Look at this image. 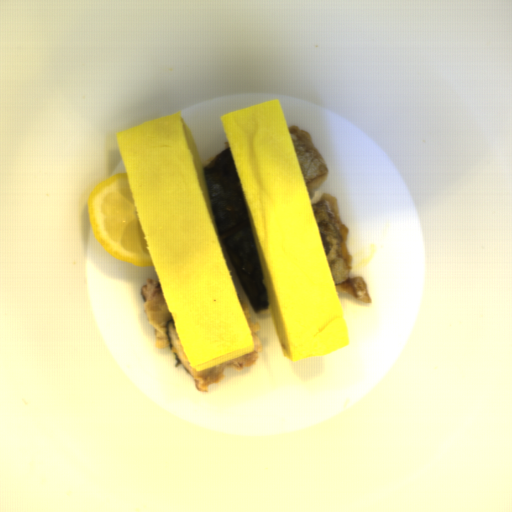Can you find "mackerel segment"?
Returning a JSON list of instances; mask_svg holds the SVG:
<instances>
[{"label": "mackerel segment", "instance_id": "4", "mask_svg": "<svg viewBox=\"0 0 512 512\" xmlns=\"http://www.w3.org/2000/svg\"><path fill=\"white\" fill-rule=\"evenodd\" d=\"M309 202L326 182L329 165L315 147L310 133L297 125L287 128Z\"/></svg>", "mask_w": 512, "mask_h": 512}, {"label": "mackerel segment", "instance_id": "3", "mask_svg": "<svg viewBox=\"0 0 512 512\" xmlns=\"http://www.w3.org/2000/svg\"><path fill=\"white\" fill-rule=\"evenodd\" d=\"M330 269L336 293H343L368 305L373 299L361 276L351 277L353 258L348 250L349 229L341 221L336 196L324 194L310 205Z\"/></svg>", "mask_w": 512, "mask_h": 512}, {"label": "mackerel segment", "instance_id": "1", "mask_svg": "<svg viewBox=\"0 0 512 512\" xmlns=\"http://www.w3.org/2000/svg\"><path fill=\"white\" fill-rule=\"evenodd\" d=\"M221 247L257 314H272L259 252L230 146L203 168Z\"/></svg>", "mask_w": 512, "mask_h": 512}, {"label": "mackerel segment", "instance_id": "2", "mask_svg": "<svg viewBox=\"0 0 512 512\" xmlns=\"http://www.w3.org/2000/svg\"><path fill=\"white\" fill-rule=\"evenodd\" d=\"M142 310L148 323L153 327L156 349H171L176 362L174 367H182L193 379L195 388L202 394H208L210 386L223 382L225 370L246 369L254 365L263 345L257 334L261 331L259 323H255L249 308L241 304L247 327L253 342L254 351L197 371L191 367L184 347L167 307L159 280L148 277L145 285H141Z\"/></svg>", "mask_w": 512, "mask_h": 512}]
</instances>
